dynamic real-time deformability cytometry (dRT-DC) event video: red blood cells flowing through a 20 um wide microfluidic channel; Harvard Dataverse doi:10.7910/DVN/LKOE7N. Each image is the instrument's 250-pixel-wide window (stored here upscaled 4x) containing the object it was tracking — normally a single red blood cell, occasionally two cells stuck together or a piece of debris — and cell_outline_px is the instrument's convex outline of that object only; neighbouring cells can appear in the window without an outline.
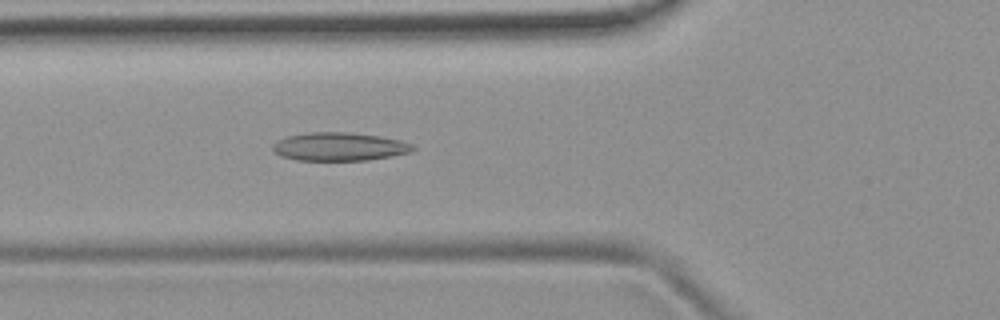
{"species": "common noctule bat (a hibernating species)", "species_latin": "Nyctalus noctula", "temperature_condition": "room temperature", "stored_images_in_passage": 52, "camera_frame_rate_fps": 3000, "um_per_image_px": 0.085, "animal": {"sex": "female", "body_mass_g": 19.9}, "frame": {"image": 1, "passage_image": 18, "time_ms": 5.667, "image_size_px": [1000, 320], "cell_outline_px": [[416, 148], [412, 152], [392, 156], [368, 160], [296, 160], [280, 156], [272, 152], [272, 144], [276, 140], [288, 136], [312, 132], [348, 132], [380, 136], [400, 140], [412, 144]], "centroid_in_image_um": [28.83, 12.47], "position_along_channel_um": 97.0, "area_um2": 23.29}}
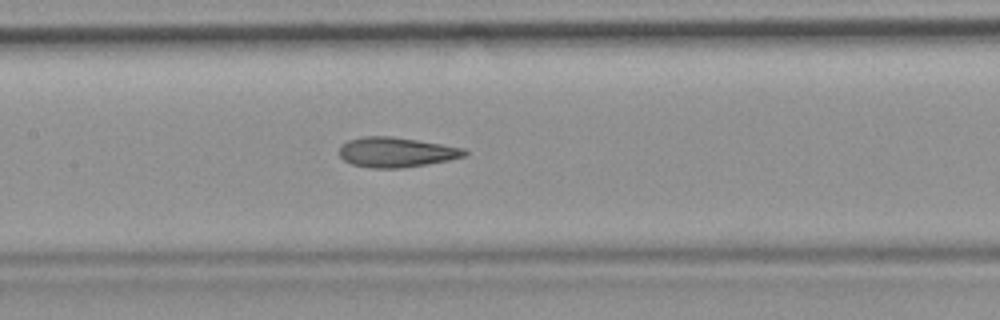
{"frame": {"image": 2, "passage_image": 24, "time_ms": 7.667, "image_size_px": [1000, 320], "cell_outline_px": [[468, 152], [464, 156], [448, 160], [400, 168], [372, 168], [352, 164], [344, 160], [340, 156], [340, 144], [348, 140], [364, 136], [392, 136], [464, 148]], "centroid_in_image_um": [33.64, 12.93], "position_along_channel_um": 173.8, "area_um2": 21.62}}
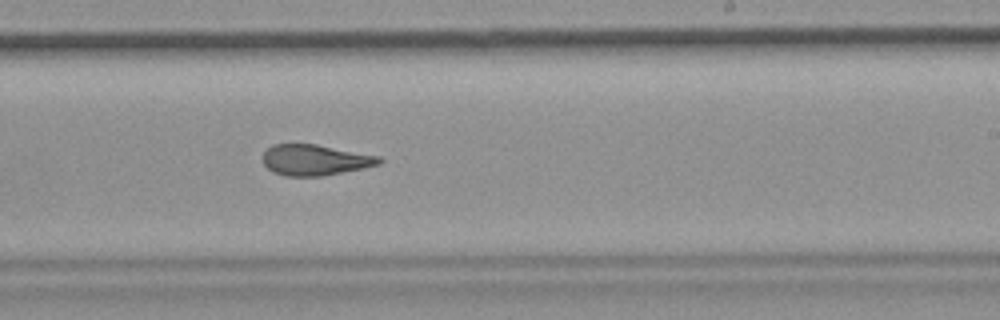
{"frame": {"image": 3, "passage_image": 31, "time_ms": 10.0, "image_size_px": [1000, 320], "cell_outline_px": [[384, 160], [380, 164], [364, 168], [324, 176], [284, 176], [272, 172], [264, 164], [264, 152], [272, 144], [316, 144], [380, 156]], "centroid_in_image_um": [26.8, 13.6], "position_along_channel_um": 262.2, "area_um2": 20.98}, "authors_computed_cell_mechanics": {"area_um2": 22.4264, "velocity_mm_per_s": 3.8214, "shape_relaxation_time_tau1_ms": null, "shape_relaxation_time_tau2_ms": 2.0205, "deformation_change_tau1": null, "deformation_change_tau2": 0.0997}}